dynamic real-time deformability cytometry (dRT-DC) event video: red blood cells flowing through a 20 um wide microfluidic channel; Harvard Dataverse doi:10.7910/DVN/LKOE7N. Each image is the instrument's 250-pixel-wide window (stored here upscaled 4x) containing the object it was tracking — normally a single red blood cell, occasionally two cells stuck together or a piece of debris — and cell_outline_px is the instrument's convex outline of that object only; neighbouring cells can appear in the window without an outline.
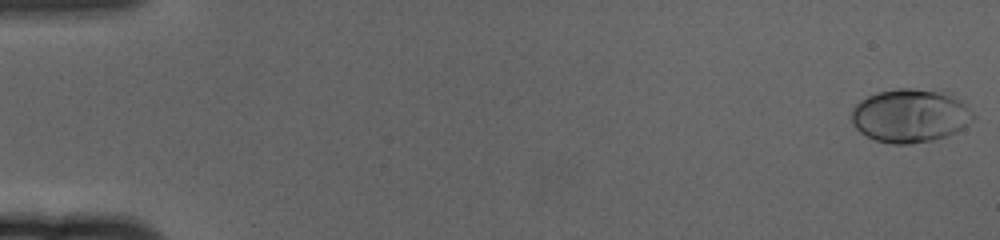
{"species": "human", "species_latin": "Homo sapiens", "temperature_condition": "cold", "stored_images_in_passage": 61, "camera_frame_rate_fps": 3000, "um_per_image_px": 0.085, "donor": {"sex": "female"}, "frame": {"image": 1, "passage_image": 1, "time_ms": 0.0, "image_size_px": [1000, 240], "cell_outline_px": [[976, 116], [964, 128], [948, 136], [932, 140], [908, 144], [892, 144], [876, 140], [860, 132], [852, 124], [852, 108], [860, 100], [868, 96], [880, 92], [900, 88], [912, 88], [952, 92]], "centroid_in_image_um": [77.39, 9.82], "position_along_channel_um": 7.6, "area_um2": 38.09}}
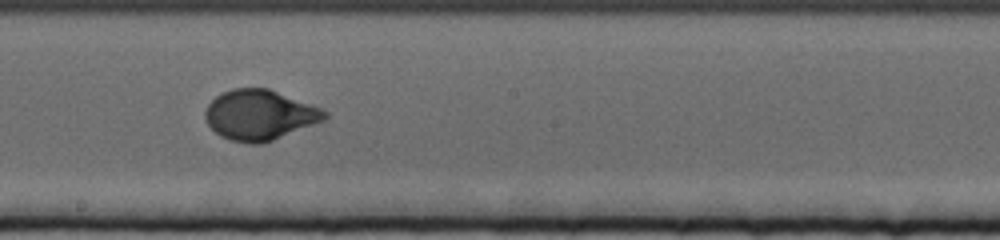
{"frame": {"image": 2, "passage_image": 35, "time_ms": 11.333, "image_size_px": [1000, 240], "cell_outline_px": [[328, 116], [324, 120], [264, 144], [248, 144], [232, 140], [220, 136], [208, 124], [204, 116], [204, 112], [208, 104], [216, 96], [232, 88], [268, 88], [320, 108], [328, 112]], "centroid_in_image_um": [22.05, 9.78], "position_along_channel_um": 226.1, "area_um2": 34.8}}
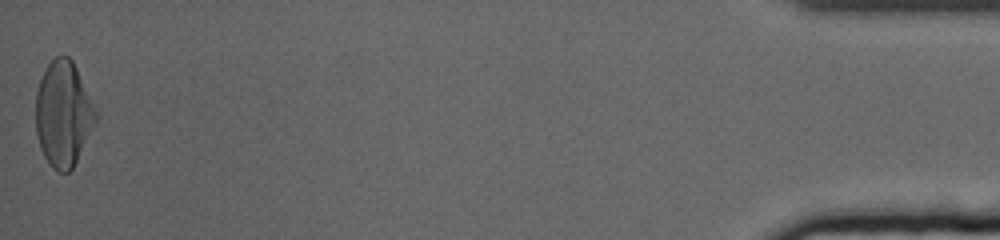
{"frame": {"image": 3, "passage_image": 61, "time_ms": 20.0, "image_size_px": [1000, 240], "cell_outline_px": [[100, 116], [72, 168], [68, 172], [56, 172], [52, 168], [44, 156], [40, 148], [36, 136], [36, 92], [40, 80], [48, 64], [56, 56], [68, 56], [72, 60], [100, 112]], "centroid_in_image_um": [5.41, 9.68], "position_along_channel_um": 429.8, "area_um2": 37.28}, "authors_computed_cell_mechanics": {"area_um2": 34.7378, "velocity_mm_per_s": 3.3557, "shape_relaxation_time_tau1_ms": 4.1506, "shape_relaxation_time_tau2_ms": null, "deformation_change_tau1": 0.1897, "deformation_change_tau2": null}}